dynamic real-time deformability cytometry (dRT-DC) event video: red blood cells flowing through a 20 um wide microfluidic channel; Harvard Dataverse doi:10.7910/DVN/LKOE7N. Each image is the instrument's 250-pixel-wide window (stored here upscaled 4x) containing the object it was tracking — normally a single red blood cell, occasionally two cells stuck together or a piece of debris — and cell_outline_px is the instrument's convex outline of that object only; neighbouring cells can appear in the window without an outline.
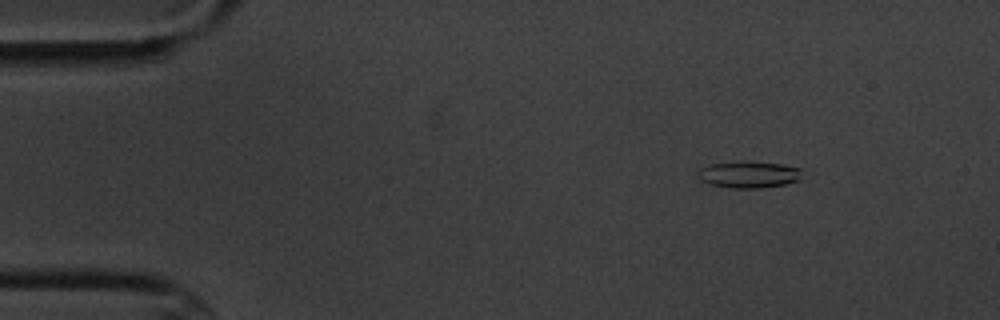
{"species": "common noctule bat (a hibernating species)", "species_latin": "Nyctalus noctula", "temperature_condition": "cold", "stored_images_in_passage": 4, "camera_frame_rate_fps": 3000, "um_per_image_px": 0.085, "animal": {"sex": "male", "body_mass_g": 20.1, "forearm_length_mm": 53.5}, "frame": {"image": 1, "passage_image": 2, "time_ms": 1.333, "image_size_px": [1000, 320], "cell_outline_px": [[800, 180], [784, 184], [760, 188], [732, 188], [708, 184], [700, 180], [696, 176], [700, 168], [712, 164], [744, 160], [780, 164], [800, 168]], "centroid_in_image_um": [63.6, 14.83], "position_along_channel_um": 21.4, "area_um2": 16.3}}
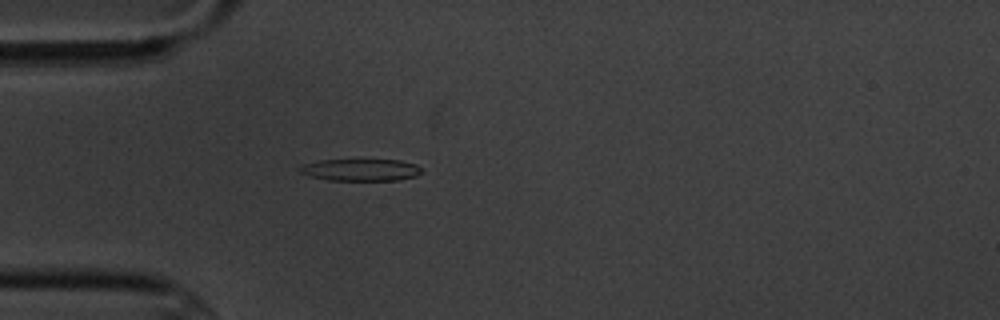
{"frame": {"image": 2, "passage_image": 4, "time_ms": 4.333, "image_size_px": [1000, 320], "cell_outline_px": [[420, 172], [416, 176], [396, 180], [328, 180], [312, 176], [300, 172], [300, 164], [320, 160], [400, 160], [416, 164], [420, 168]], "centroid_in_image_um": [30.64, 14.43], "position_along_channel_um": 54.4, "area_um2": 15.43}}